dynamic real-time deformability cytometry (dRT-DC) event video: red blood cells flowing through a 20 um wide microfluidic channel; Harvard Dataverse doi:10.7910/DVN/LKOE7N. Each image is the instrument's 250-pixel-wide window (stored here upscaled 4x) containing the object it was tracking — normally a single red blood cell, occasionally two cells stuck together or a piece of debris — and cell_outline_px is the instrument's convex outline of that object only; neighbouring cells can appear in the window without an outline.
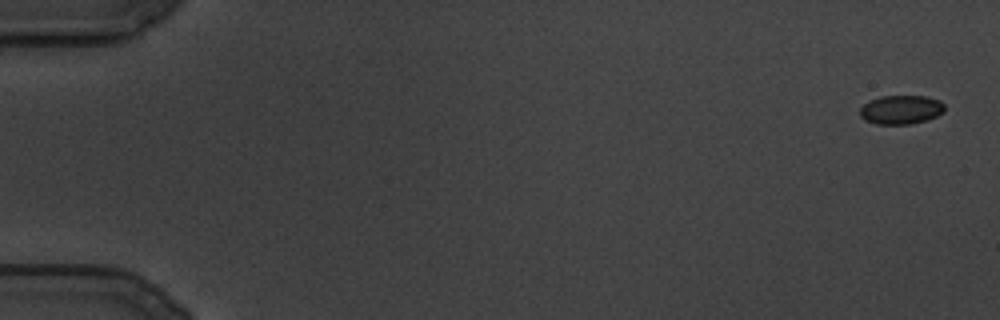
{"species": "common noctule bat (a hibernating species)", "species_latin": "Nyctalus noctula", "temperature_condition": "cold", "stored_images_in_passage": 35, "camera_frame_rate_fps": 3000, "um_per_image_px": 0.085, "animal": {"sex": "male", "body_mass_g": 19.5, "forearm_length_mm": 54.6}, "frame": {"image": 1, "passage_image": 1, "time_ms": 0.0, "image_size_px": [1000, 320], "cell_outline_px": [[944, 112], [928, 120], [908, 124], [876, 124], [864, 120], [860, 116], [860, 108], [864, 104], [880, 96], [924, 96], [940, 100], [944, 104]], "centroid_in_image_um": [76.59, 9.33], "position_along_channel_um": 8.4, "area_um2": 14.28}}
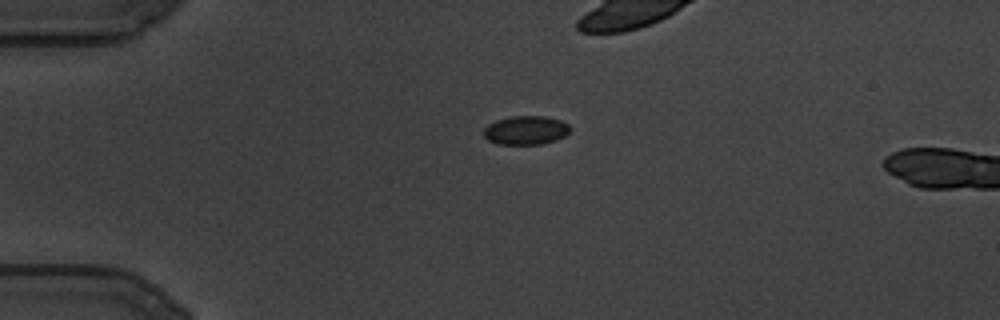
{"frame": {"image": 2, "passage_image": 28, "time_ms": 9.0, "image_size_px": [1000, 320], "cell_outline_px": [[572, 128], [564, 136], [556, 140], [540, 144], [496, 144], [488, 140], [484, 136], [484, 128], [488, 124], [496, 120], [512, 116], [544, 116], [560, 120], [568, 124]], "centroid_in_image_um": [44.69, 11.07], "position_along_channel_um": 40.3, "area_um2": 14.51}}